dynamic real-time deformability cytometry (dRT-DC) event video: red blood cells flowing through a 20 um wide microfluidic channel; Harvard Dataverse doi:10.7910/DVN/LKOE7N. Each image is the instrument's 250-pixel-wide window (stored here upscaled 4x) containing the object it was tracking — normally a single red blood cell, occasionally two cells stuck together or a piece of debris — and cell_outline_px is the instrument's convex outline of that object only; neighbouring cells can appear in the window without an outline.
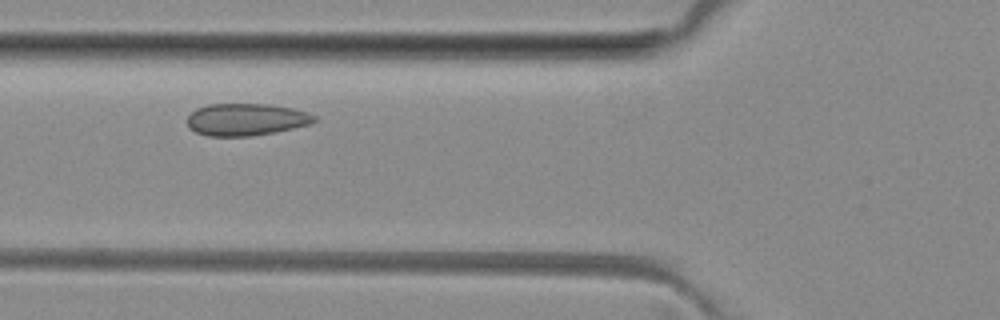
{"species": "common noctule bat (a hibernating species)", "species_latin": "Nyctalus noctula", "temperature_condition": "room temperature", "stored_images_in_passage": 5, "camera_frame_rate_fps": 3000, "um_per_image_px": 0.085, "animal": {"sex": "female", "body_mass_g": 29.2, "forearm_length_mm": 56.3}, "frame": {"image": 1, "passage_image": 4, "time_ms": 3.333, "image_size_px": [1000, 320], "cell_outline_px": [[320, 120], [308, 124], [276, 132], [252, 136], [208, 136], [196, 132], [188, 128], [188, 116], [196, 108], [208, 104], [268, 104], [292, 108], [316, 116]], "centroid_in_image_um": [20.9, 10.16], "position_along_channel_um": 104.9, "area_um2": 23.81}}
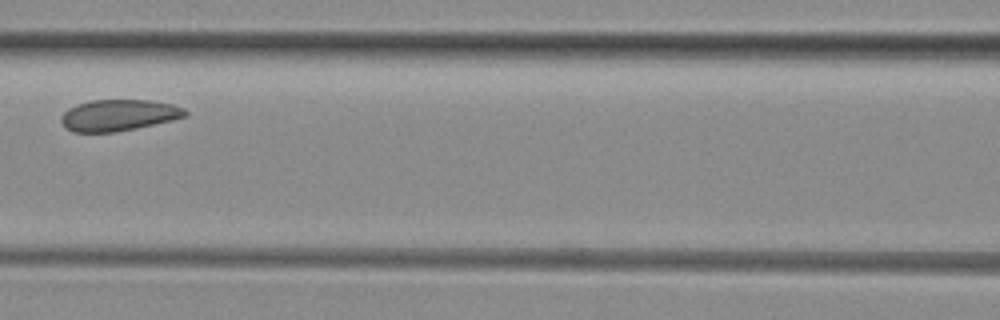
{"frame": {"image": 2, "passage_image": 5, "time_ms": 4.667, "image_size_px": [1000, 320], "cell_outline_px": [[188, 112], [184, 116], [172, 120], [136, 128], [116, 132], [72, 132], [64, 128], [60, 120], [60, 116], [68, 108], [76, 104], [92, 100], [152, 100], [172, 104], [184, 108]], "centroid_in_image_um": [10.03, 9.79], "position_along_channel_um": 156.6, "area_um2": 22.77}}